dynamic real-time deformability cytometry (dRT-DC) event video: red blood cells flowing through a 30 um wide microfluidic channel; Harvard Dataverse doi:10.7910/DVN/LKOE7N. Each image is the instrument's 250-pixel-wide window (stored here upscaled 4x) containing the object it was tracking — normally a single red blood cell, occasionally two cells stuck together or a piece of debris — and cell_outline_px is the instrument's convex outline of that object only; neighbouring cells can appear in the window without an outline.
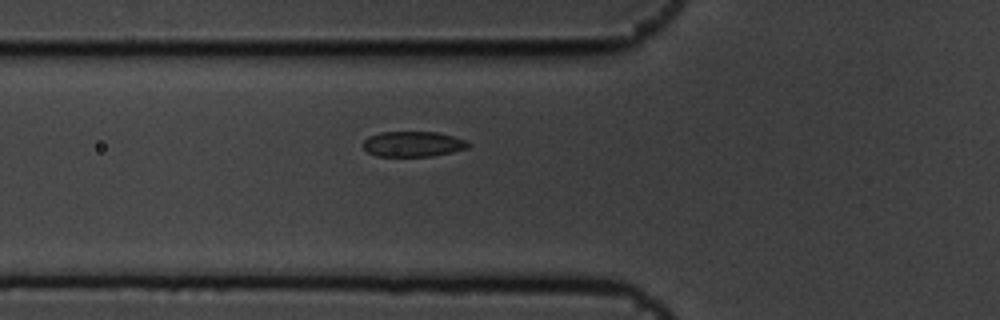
{"species": "common noctule bat (a hibernating species)", "species_latin": "Nyctalus noctula", "temperature_condition": "cold", "stored_images_in_passage": 5, "camera_frame_rate_fps": 3000, "um_per_image_px": 0.085, "animal": {"sex": "male", "body_mass_g": 19.5, "forearm_length_mm": 54.6}, "frame": {"image": 1, "passage_image": 5, "time_ms": 1.333, "image_size_px": [1000, 320], "cell_outline_px": [[472, 144], [468, 148], [452, 152], [432, 156], [376, 156], [368, 152], [360, 144], [368, 136], [380, 132], [436, 132], [468, 140]], "centroid_in_image_um": [35.1, 12.24], "position_along_channel_um": 90.7, "area_um2": 15.72}}